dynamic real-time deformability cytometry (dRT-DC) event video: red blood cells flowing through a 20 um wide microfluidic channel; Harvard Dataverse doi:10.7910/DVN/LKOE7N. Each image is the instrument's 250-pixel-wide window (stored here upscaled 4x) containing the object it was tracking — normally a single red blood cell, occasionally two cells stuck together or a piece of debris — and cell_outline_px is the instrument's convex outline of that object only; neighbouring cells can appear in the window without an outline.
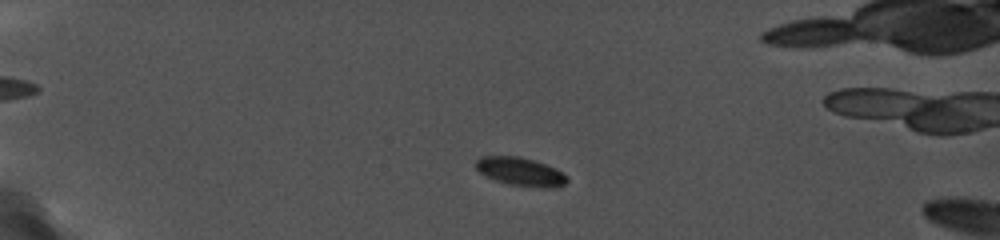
{"species": "common noctule bat (a hibernating species)", "species_latin": "Nyctalus noctula", "temperature_condition": "cold", "stored_images_in_passage": 8, "camera_frame_rate_fps": 5000, "um_per_image_px": 0.085, "animal": {"sex": "female", "body_mass_g": 19.0, "forearm_length_mm": 56.7}, "frame": {"image": 1, "passage_image": 5, "time_ms": 1.8, "image_size_px": [1000, 240], "cell_outline_px": [[568, 180], [564, 184], [556, 188], [540, 188], [508, 184], [496, 180], [480, 172], [476, 168], [476, 160], [480, 156], [520, 156], [556, 168], [568, 176]], "centroid_in_image_um": [44.28, 14.6], "position_along_channel_um": 40.7, "area_um2": 15.09}}